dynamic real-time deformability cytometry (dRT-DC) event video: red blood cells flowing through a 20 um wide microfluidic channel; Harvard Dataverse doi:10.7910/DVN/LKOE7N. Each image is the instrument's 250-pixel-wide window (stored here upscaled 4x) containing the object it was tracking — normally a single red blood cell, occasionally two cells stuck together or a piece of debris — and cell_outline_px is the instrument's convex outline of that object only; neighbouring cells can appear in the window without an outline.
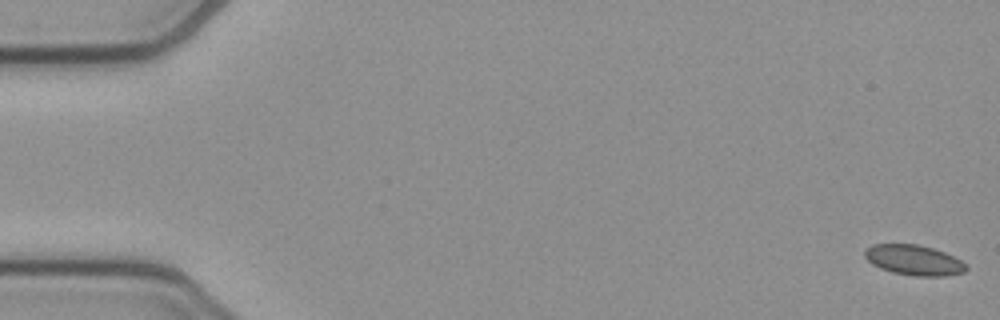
{"species": "common noctule bat (a hibernating species)", "species_latin": "Nyctalus noctula", "temperature_condition": "cold", "stored_images_in_passage": 31, "camera_frame_rate_fps": 3000, "um_per_image_px": 0.085, "animal": {"sex": "female", "body_mass_g": 21.9}, "frame": {"image": 1, "passage_image": 1, "time_ms": 0.0, "image_size_px": [1000, 320], "cell_outline_px": [[968, 268], [964, 272], [944, 276], [916, 276], [892, 272], [880, 268], [872, 264], [864, 256], [864, 252], [872, 244], [916, 244], [932, 248], [944, 252], [960, 260]], "centroid_in_image_um": [77.66, 22.11], "position_along_channel_um": 7.3, "area_um2": 17.69}}